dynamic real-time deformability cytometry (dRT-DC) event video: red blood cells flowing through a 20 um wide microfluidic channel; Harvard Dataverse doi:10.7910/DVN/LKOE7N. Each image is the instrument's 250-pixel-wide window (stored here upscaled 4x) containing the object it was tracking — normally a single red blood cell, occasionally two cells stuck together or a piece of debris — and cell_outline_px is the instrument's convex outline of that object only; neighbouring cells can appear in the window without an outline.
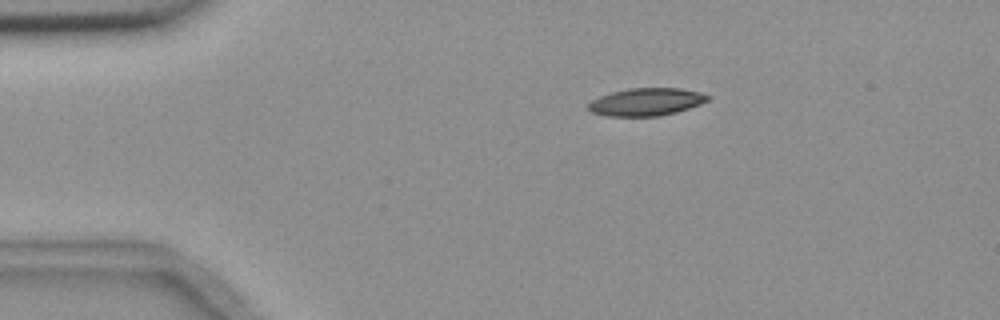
{"species": "common noctule bat (a hibernating species)", "species_latin": "Nyctalus noctula", "temperature_condition": "room temperature", "stored_images_in_passage": 3, "camera_frame_rate_fps": 3000, "um_per_image_px": 0.085, "animal": {"sex": "female", "body_mass_g": 18.4}, "frame": {"image": 1, "passage_image": 1, "time_ms": 0.0, "image_size_px": [1000, 320], "cell_outline_px": [[712, 96], [708, 100], [700, 104], [676, 112], [660, 116], [604, 116], [592, 112], [588, 108], [588, 104], [592, 100], [600, 96], [612, 92], [628, 88], [680, 88], [704, 92]], "centroid_in_image_um": [54.96, 8.65], "position_along_channel_um": 30.0, "area_um2": 19.36}}
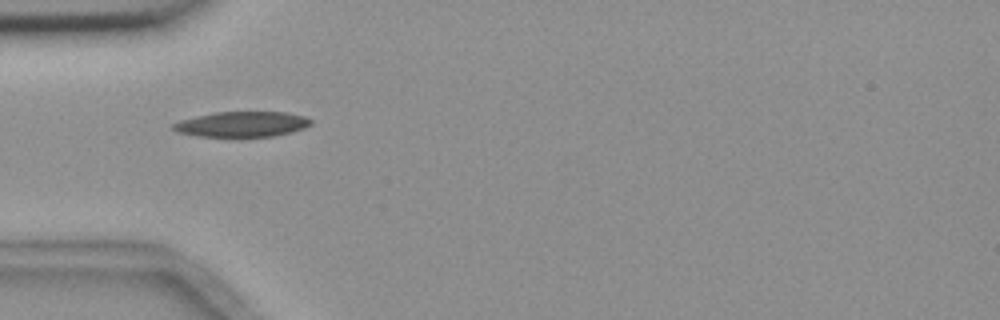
{"frame": {"image": 2, "passage_image": 3, "time_ms": 2.333, "image_size_px": [1000, 320], "cell_outline_px": [[312, 124], [304, 128], [292, 132], [272, 136], [200, 136], [176, 132], [172, 128], [172, 124], [180, 120], [212, 112], [284, 112], [304, 116], [312, 120]], "centroid_in_image_um": [20.56, 10.55], "position_along_channel_um": 64.4, "area_um2": 20.23}}